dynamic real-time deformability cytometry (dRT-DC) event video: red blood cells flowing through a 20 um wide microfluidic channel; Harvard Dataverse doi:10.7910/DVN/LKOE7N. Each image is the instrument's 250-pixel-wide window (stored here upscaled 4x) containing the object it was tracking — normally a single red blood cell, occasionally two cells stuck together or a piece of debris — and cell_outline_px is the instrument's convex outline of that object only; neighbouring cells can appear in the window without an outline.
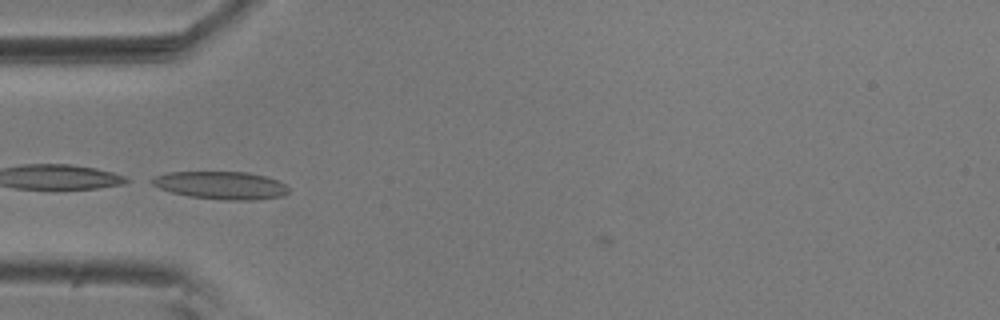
{"species": "common noctule bat (a hibernating species)", "species_latin": "Nyctalus noctula", "temperature_condition": "room temperature", "stored_images_in_passage": 39, "camera_frame_rate_fps": 3000, "um_per_image_px": 0.085, "animal": {"sex": "male", "body_mass_g": 20.5, "forearm_length_mm": 52.5}, "frame": {"image": 1, "passage_image": 2, "time_ms": 0.333, "image_size_px": [1000, 320], "cell_outline_px": [[288, 192], [284, 196], [256, 200], [228, 200], [188, 196], [172, 192], [160, 188], [152, 184], [148, 180], [156, 176], [168, 172], [248, 172], [264, 176], [276, 180], [284, 184], [288, 188]], "centroid_in_image_um": [18.78, 15.75], "position_along_channel_um": 66.2, "area_um2": 22.02}, "authors_computed_cell_mechanics": {"area_um2": 20.23, "velocity_mm_per_s": 3.6159, "shape_relaxation_time_tau1_ms": 5.0487, "shape_relaxation_time_tau2_ms": 3.6895, "deformation_change_tau1": 0.1518, "deformation_change_tau2": 0.1083}}